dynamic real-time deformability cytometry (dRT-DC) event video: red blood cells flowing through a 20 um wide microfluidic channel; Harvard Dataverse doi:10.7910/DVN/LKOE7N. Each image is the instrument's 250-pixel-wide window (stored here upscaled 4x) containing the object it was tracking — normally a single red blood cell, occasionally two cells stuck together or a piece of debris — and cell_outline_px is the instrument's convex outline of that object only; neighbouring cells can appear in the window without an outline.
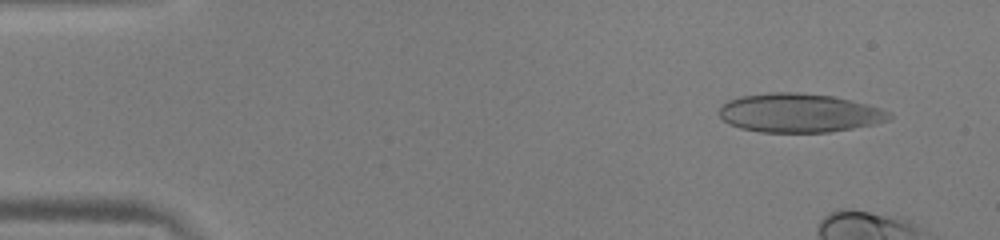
{"species": "human", "species_latin": "Homo sapiens", "temperature_condition": "warm", "stored_images_in_passage": 12, "camera_frame_rate_fps": 3000, "um_per_image_px": 0.085, "donor": {"sex": "male"}, "frame": {"image": 1, "passage_image": 4, "time_ms": 1.0, "image_size_px": [1000, 240], "cell_outline_px": [[892, 116], [888, 120], [876, 124], [828, 132], [760, 132], [740, 128], [728, 124], [720, 116], [720, 104], [728, 100], [740, 96], [772, 92], [796, 92], [832, 96], [868, 104], [880, 108], [888, 112]], "centroid_in_image_um": [67.9, 9.6], "position_along_channel_um": 17.1, "area_um2": 38.49}}